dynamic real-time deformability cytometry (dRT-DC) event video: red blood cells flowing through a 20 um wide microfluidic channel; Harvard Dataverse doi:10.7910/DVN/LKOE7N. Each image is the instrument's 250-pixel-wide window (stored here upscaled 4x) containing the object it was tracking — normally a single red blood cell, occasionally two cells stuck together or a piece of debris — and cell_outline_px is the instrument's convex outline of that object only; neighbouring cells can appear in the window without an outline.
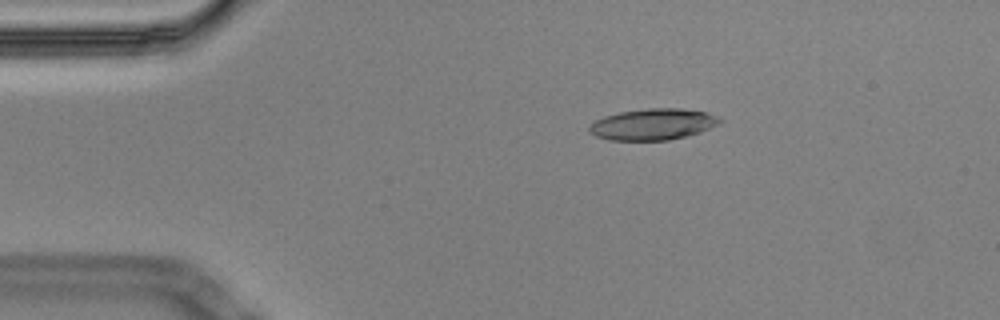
{"species": "Egyptian fruit bat (a non-hibernating species)", "species_latin": "Rousettus aegyptiacus", "temperature_condition": "cold", "stored_images_in_passage": 2, "camera_frame_rate_fps": 3000, "um_per_image_px": 0.085, "animal": {"sex": "male"}, "frame": {"image": 1, "passage_image": 1, "time_ms": 0.0, "image_size_px": [1000, 320], "cell_outline_px": [[720, 120], [716, 124], [700, 132], [688, 136], [668, 140], [608, 140], [596, 136], [588, 132], [588, 128], [596, 120], [604, 116], [620, 112], [648, 108], [680, 108], [708, 112], [716, 116]], "centroid_in_image_um": [55.46, 10.56], "position_along_channel_um": 29.5, "area_um2": 23.64}}